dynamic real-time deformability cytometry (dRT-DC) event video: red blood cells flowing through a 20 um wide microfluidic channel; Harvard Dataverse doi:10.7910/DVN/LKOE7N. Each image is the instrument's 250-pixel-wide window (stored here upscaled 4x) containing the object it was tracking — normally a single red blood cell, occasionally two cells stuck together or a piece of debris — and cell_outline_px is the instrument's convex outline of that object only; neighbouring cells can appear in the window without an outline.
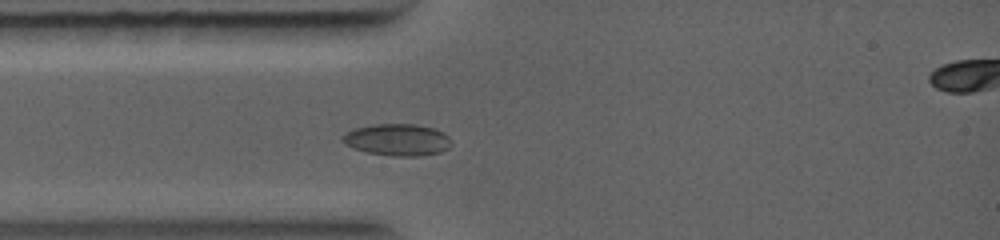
{"species": "common noctule bat (a hibernating species)", "species_latin": "Nyctalus noctula", "temperature_condition": "warm", "stored_images_in_passage": 33, "camera_frame_rate_fps": 5000, "um_per_image_px": 0.085, "animal": {"sex": "female", "body_mass_g": 19.0, "forearm_length_mm": 56.7}, "frame": {"image": 1, "passage_image": 1, "time_ms": 0.0, "image_size_px": [1000, 240], "cell_outline_px": [[452, 144], [448, 148], [440, 152], [420, 156], [392, 156], [368, 152], [352, 148], [344, 144], [340, 140], [352, 128], [372, 124], [416, 124], [436, 128], [444, 132], [452, 140]], "centroid_in_image_um": [33.8, 11.87], "position_along_channel_um": 51.2, "area_um2": 20.46}}
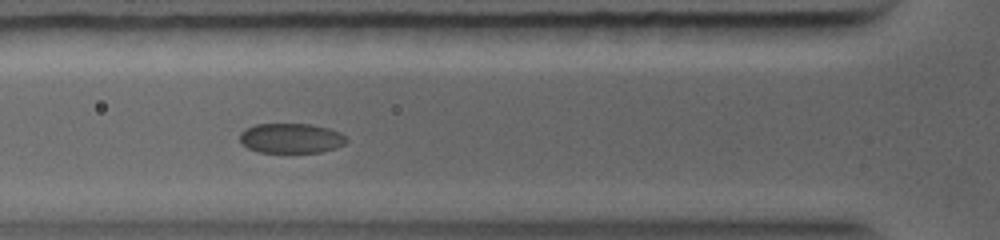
{"frame": {"image": 2, "passage_image": 6, "time_ms": 1.0, "image_size_px": [1000, 240], "cell_outline_px": [[348, 140], [344, 144], [336, 148], [320, 152], [256, 152], [240, 144], [240, 132], [244, 128], [256, 124], [312, 124], [328, 128], [340, 132]], "centroid_in_image_um": [24.7, 11.75], "position_along_channel_um": 101.1, "area_um2": 18.73}}